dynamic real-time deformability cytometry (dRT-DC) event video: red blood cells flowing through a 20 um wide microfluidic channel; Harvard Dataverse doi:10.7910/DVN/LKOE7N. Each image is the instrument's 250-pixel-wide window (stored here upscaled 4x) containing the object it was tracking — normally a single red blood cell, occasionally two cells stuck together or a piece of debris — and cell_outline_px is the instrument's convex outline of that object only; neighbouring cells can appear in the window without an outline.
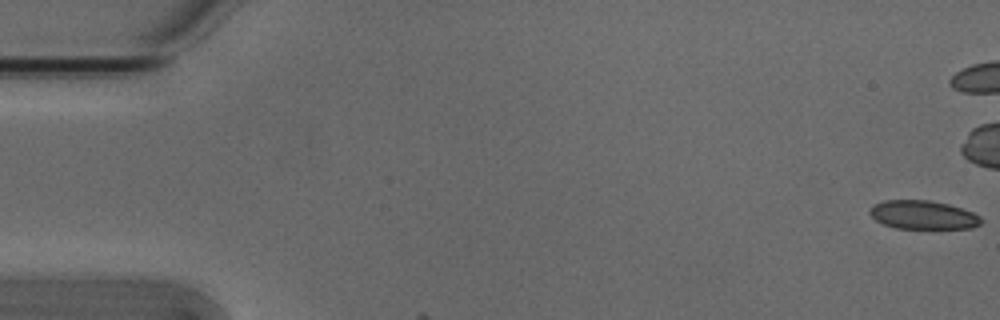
{"species": "Egyptian fruit bat (a non-hibernating species)", "species_latin": "Rousettus aegyptiacus", "temperature_condition": "cold", "stored_images_in_passage": 4, "camera_frame_rate_fps": 3000, "um_per_image_px": 0.085, "animal": {"sex": "male"}, "frame": {"image": 1, "passage_image": 1, "time_ms": 0.0, "image_size_px": [1000, 320], "cell_outline_px": [[984, 220], [980, 224], [972, 228], [896, 228], [884, 224], [876, 220], [868, 212], [868, 208], [872, 204], [884, 200], [928, 200], [948, 204], [972, 212], [980, 216]], "centroid_in_image_um": [78.43, 18.26], "position_along_channel_um": 6.6, "area_um2": 18.61}}